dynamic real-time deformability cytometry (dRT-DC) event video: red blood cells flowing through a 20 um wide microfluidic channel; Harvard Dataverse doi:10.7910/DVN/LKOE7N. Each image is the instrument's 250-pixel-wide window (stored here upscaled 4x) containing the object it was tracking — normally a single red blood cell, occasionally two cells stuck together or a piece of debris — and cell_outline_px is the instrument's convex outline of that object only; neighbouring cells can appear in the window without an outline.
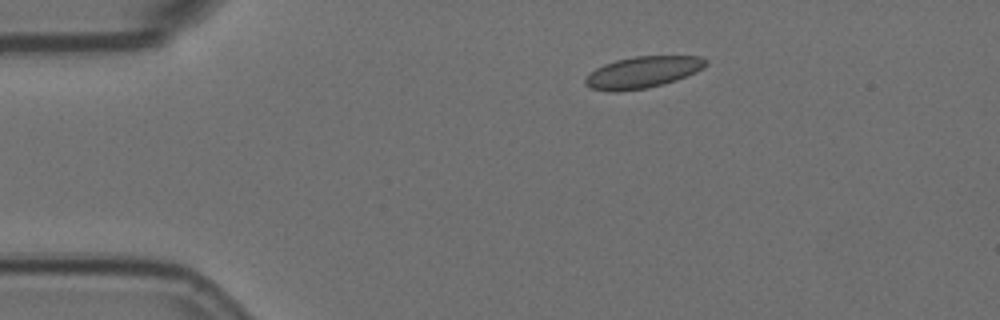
{"species": "Egyptian fruit bat (a non-hibernating species)", "species_latin": "Rousettus aegyptiacus", "temperature_condition": "room temperature", "stored_images_in_passage": 47, "camera_frame_rate_fps": 3000, "um_per_image_px": 0.085, "animal": {"sex": "female"}, "frame": {"image": 1, "passage_image": 1, "time_ms": 0.0, "image_size_px": [1000, 320], "cell_outline_px": [[708, 64], [704, 68], [696, 72], [676, 80], [664, 84], [648, 88], [616, 92], [612, 92], [592, 88], [584, 84], [584, 80], [596, 68], [604, 64], [616, 60], [636, 56], [700, 56], [708, 60]], "centroid_in_image_um": [54.66, 6.14], "position_along_channel_um": 30.3, "area_um2": 22.2}}
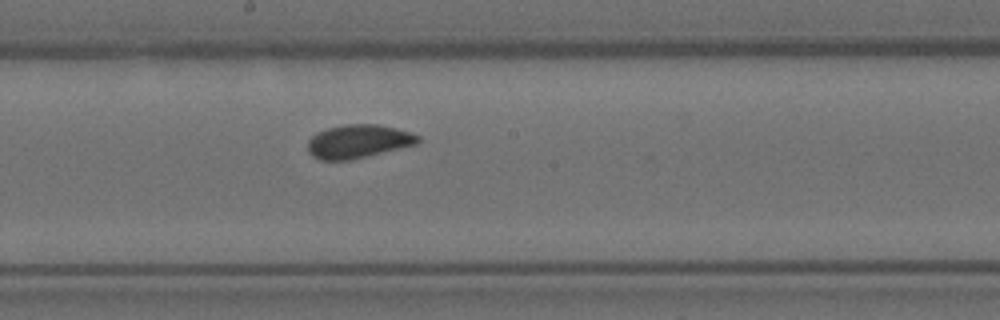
{"frame": {"image": 2, "passage_image": 21, "time_ms": 6.667, "image_size_px": [1000, 320], "cell_outline_px": [[420, 140], [416, 144], [348, 160], [320, 160], [312, 156], [308, 152], [308, 140], [312, 136], [328, 128], [344, 124], [380, 124], [412, 132], [420, 136]], "centroid_in_image_um": [30.45, 12.0], "position_along_channel_um": 217.7, "area_um2": 21.33}}
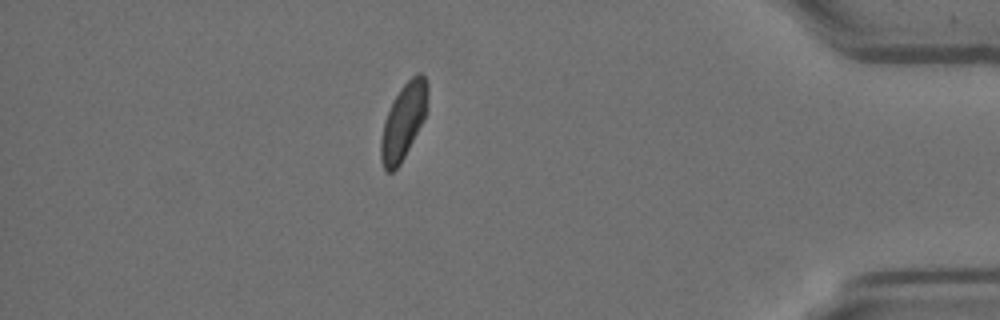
{"frame": {"image": 3, "passage_image": 40, "time_ms": 13.0, "image_size_px": [1000, 320], "cell_outline_px": [[428, 108], [424, 120], [400, 164], [392, 172], [388, 172], [384, 168], [380, 160], [380, 140], [384, 120], [400, 88], [416, 72], [420, 72], [424, 76], [428, 84]], "centroid_in_image_um": [34.31, 10.3], "position_along_channel_um": 400.9, "area_um2": 20.69}, "authors_computed_cell_mechanics": {"area_um2": 21.3282, "velocity_mm_per_s": 3.565, "shape_relaxation_time_tau1_ms": null, "shape_relaxation_time_tau2_ms": 1.3679, "deformation_change_tau1": null, "deformation_change_tau2": 0.0449}}